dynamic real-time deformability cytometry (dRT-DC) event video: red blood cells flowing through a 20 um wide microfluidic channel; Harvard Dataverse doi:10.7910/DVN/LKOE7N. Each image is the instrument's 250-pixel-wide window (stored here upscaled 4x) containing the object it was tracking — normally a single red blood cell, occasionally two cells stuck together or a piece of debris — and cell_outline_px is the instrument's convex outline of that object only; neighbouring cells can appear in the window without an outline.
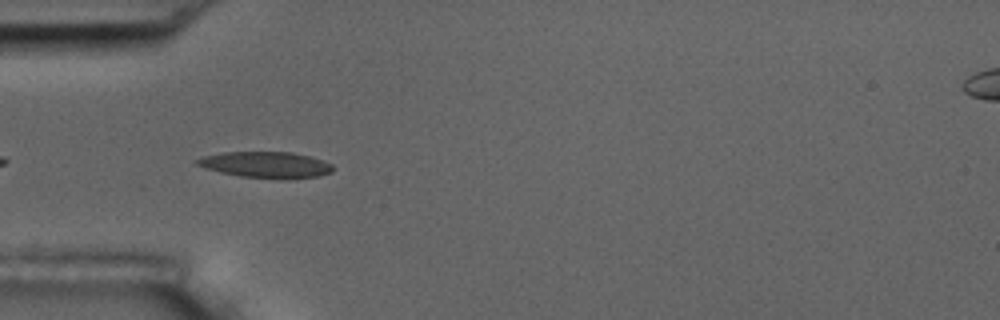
{"species": "common noctule bat (a hibernating species)", "species_latin": "Nyctalus noctula", "temperature_condition": "room temperature", "stored_images_in_passage": 39, "camera_frame_rate_fps": 3000, "um_per_image_px": 0.085, "animal": {"sex": "male", "body_mass_g": 17.5, "forearm_length_mm": 52.3}, "frame": {"image": 1, "passage_image": 1, "time_ms": 0.0, "image_size_px": [1000, 320], "cell_outline_px": [[336, 168], [332, 172], [320, 176], [284, 180], [280, 180], [240, 176], [220, 172], [204, 168], [196, 164], [192, 160], [204, 156], [224, 152], [292, 152], [308, 156], [332, 164]], "centroid_in_image_um": [22.61, 14.02], "position_along_channel_um": 62.4, "area_um2": 21.04}}
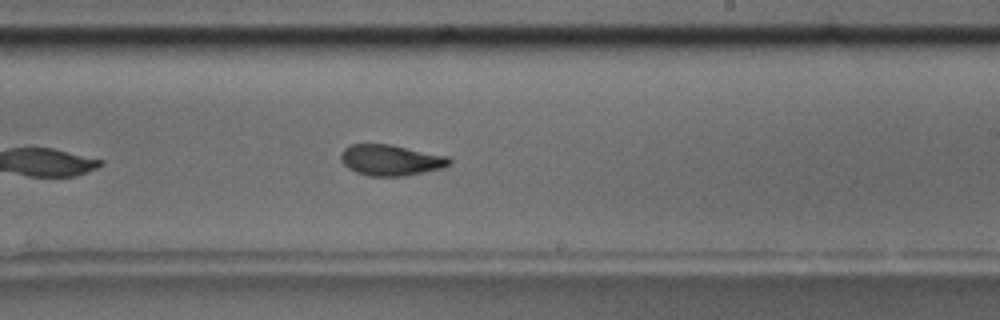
{"frame": {"image": 2, "passage_image": 17, "time_ms": 5.333, "image_size_px": [1000, 320], "cell_outline_px": [[452, 164], [444, 168], [404, 176], [368, 176], [356, 172], [348, 168], [340, 160], [340, 152], [344, 148], [352, 144], [392, 144], [448, 156], [452, 160]], "centroid_in_image_um": [33.23, 13.6], "position_along_channel_um": 255.8, "area_um2": 19.83}, "authors_computed_cell_mechanics": {"area_um2": 19.652, "velocity_mm_per_s": 3.6629, "shape_relaxation_time_tau1_ms": 4.9682, "shape_relaxation_time_tau2_ms": 1.1518, "deformation_change_tau1": 0.1838, "deformation_change_tau2": 0.076}}